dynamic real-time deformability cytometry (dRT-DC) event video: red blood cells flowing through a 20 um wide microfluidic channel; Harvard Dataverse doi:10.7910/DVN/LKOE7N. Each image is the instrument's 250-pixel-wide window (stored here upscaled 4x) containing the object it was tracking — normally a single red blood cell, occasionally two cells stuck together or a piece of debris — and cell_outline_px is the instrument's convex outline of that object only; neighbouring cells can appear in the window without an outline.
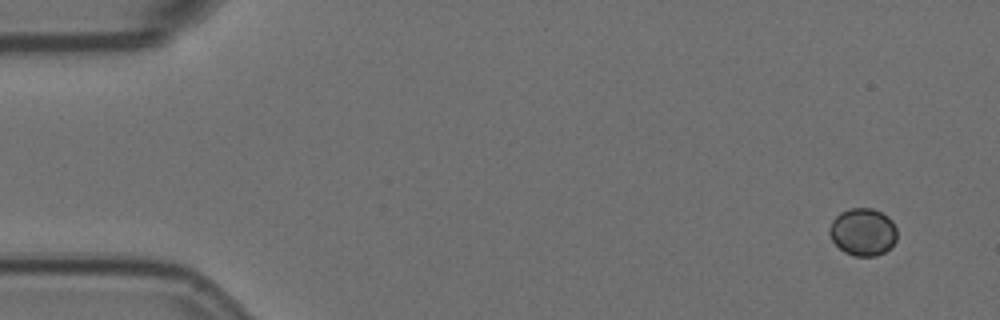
{"species": "Egyptian fruit bat (a non-hibernating species)", "species_latin": "Rousettus aegyptiacus", "temperature_condition": "room temperature", "stored_images_in_passage": 6, "segment_of_instrument_passage": [1, 2], "camera_frame_rate_fps": 3000, "um_per_image_px": 0.085, "animal": {"sex": "female"}, "frame": {"image": 1, "passage_image": 1, "time_ms": 0.0, "image_size_px": [1000, 320], "cell_outline_px": [[896, 240], [884, 252], [876, 256], [856, 256], [844, 252], [832, 240], [828, 232], [832, 220], [840, 212], [848, 208], [872, 208], [888, 216], [892, 220], [896, 228]], "centroid_in_image_um": [73.33, 19.7], "position_along_channel_um": 11.7, "area_um2": 18.67}}